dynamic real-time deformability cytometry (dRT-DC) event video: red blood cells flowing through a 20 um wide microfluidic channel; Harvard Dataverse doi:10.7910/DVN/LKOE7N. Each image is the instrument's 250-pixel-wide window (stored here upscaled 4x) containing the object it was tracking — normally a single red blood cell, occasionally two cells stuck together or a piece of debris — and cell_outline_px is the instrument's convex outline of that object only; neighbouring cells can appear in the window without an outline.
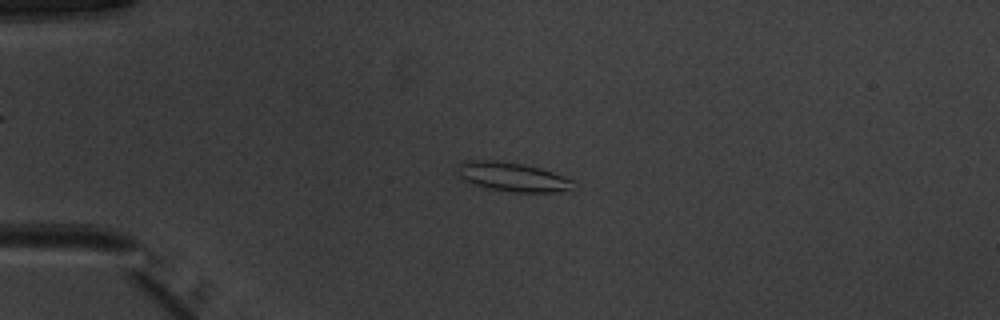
{"species": "common noctule bat (a hibernating species)", "species_latin": "Nyctalus noctula", "temperature_condition": "warm", "stored_images_in_passage": 52, "camera_frame_rate_fps": 3000, "um_per_image_px": 0.085, "animal": {"sex": "male", "body_mass_g": 20.1, "forearm_length_mm": 53.5}, "frame": {"image": 1, "passage_image": 13, "time_ms": 4.0, "image_size_px": [1000, 320], "cell_outline_px": [[572, 180], [568, 188], [556, 192], [516, 192], [488, 188], [460, 180], [460, 160], [492, 160], [524, 164], [540, 168], [564, 176]], "centroid_in_image_um": [43.49, 15.02], "position_along_channel_um": 41.5, "area_um2": 19.19}}
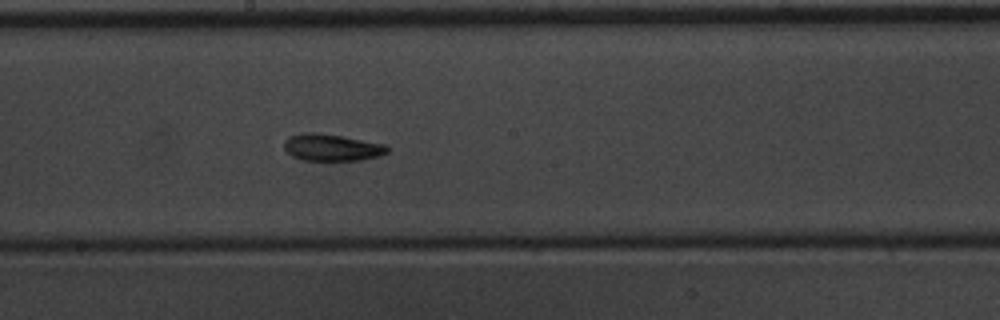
{"frame": {"image": 2, "passage_image": 29, "time_ms": 9.333, "image_size_px": [1000, 320], "cell_outline_px": [[388, 152], [380, 156], [360, 160], [304, 160], [292, 156], [284, 148], [284, 140], [288, 136], [300, 132], [312, 132], [340, 136], [384, 144], [388, 148]], "centroid_in_image_um": [28.16, 12.53], "position_along_channel_um": 220.0, "area_um2": 16.07}}
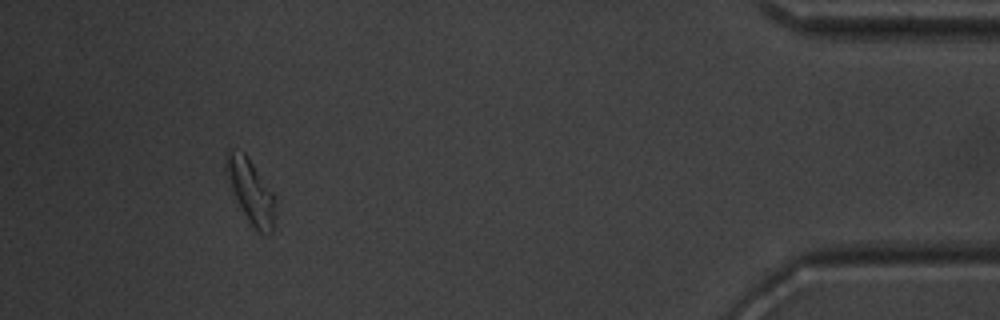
{"frame": {"image": 3, "passage_image": 48, "time_ms": 15.667, "image_size_px": [1000, 320], "cell_outline_px": [[276, 204], [272, 232], [256, 232], [248, 220], [232, 188], [224, 168], [224, 156], [232, 148], [244, 152], [248, 156], [276, 196]], "centroid_in_image_um": [21.33, 16.2], "position_along_channel_um": 413.9, "area_um2": 18.21}, "authors_computed_cell_mechanics": {"area_um2": 16.6753, "velocity_mm_per_s": 3.9614, "shape_relaxation_time_tau1_ms": 5.2971, "shape_relaxation_time_tau2_ms": 2.0956, "deformation_change_tau1": 0.129, "deformation_change_tau2": 0.0975}}